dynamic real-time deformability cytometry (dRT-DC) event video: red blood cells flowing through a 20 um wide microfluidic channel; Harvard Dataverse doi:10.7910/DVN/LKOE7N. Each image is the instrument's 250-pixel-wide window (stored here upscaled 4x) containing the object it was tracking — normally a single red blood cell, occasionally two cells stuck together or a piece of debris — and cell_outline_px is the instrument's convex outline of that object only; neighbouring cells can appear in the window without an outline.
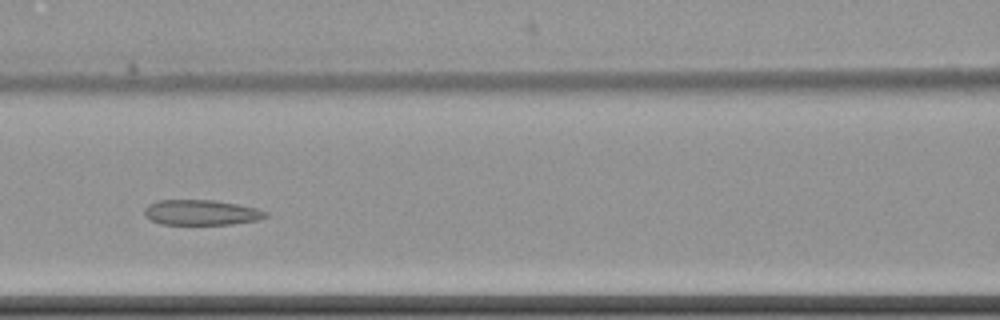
{"species": "common noctule bat (a hibernating species)", "species_latin": "Nyctalus noctula", "temperature_condition": "cold", "stored_images_in_passage": 10, "camera_frame_rate_fps": 3000, "um_per_image_px": 0.085, "animal": {"sex": "female", "body_mass_g": 22.7, "forearm_length_mm": 54.2}, "frame": {"image": 1, "passage_image": 6, "time_ms": 7.667, "image_size_px": [1000, 320], "cell_outline_px": [[268, 216], [256, 220], [232, 224], [160, 224], [144, 216], [144, 208], [148, 204], [160, 200], [216, 200], [256, 208], [268, 212]], "centroid_in_image_um": [17.08, 18.06], "position_along_channel_um": 149.5, "area_um2": 17.8}}
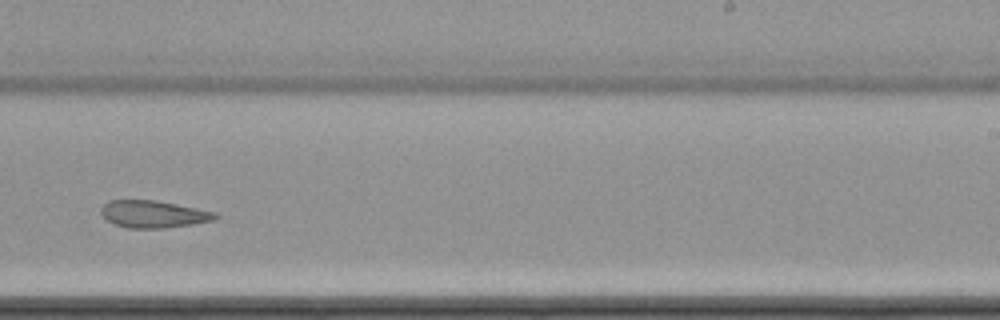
{"frame": {"image": 2, "passage_image": 9, "time_ms": 11.333, "image_size_px": [1000, 320], "cell_outline_px": [[220, 216], [216, 220], [192, 224], [164, 228], [128, 228], [116, 224], [108, 220], [100, 212], [100, 208], [108, 200], [156, 200], [216, 212]], "centroid_in_image_um": [13.06, 18.19], "position_along_channel_um": 275.9, "area_um2": 18.09}}
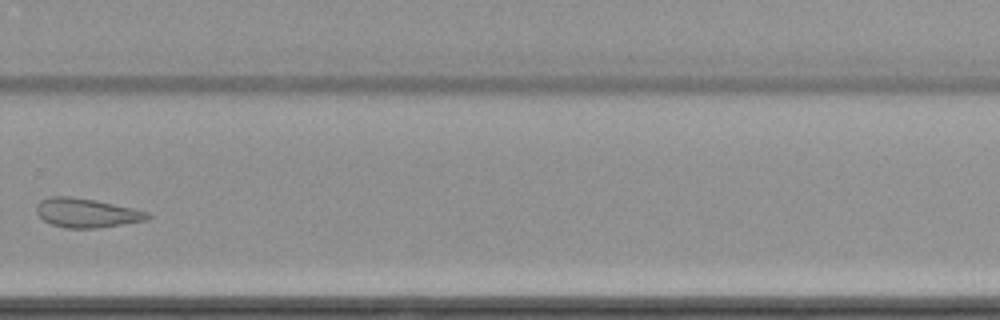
{"frame": {"image": 3, "passage_image": 10, "time_ms": 12.667, "image_size_px": [1000, 320], "cell_outline_px": [[152, 216], [148, 220], [100, 228], [64, 228], [52, 224], [44, 220], [36, 212], [36, 204], [40, 200], [52, 196], [72, 196], [96, 200], [132, 208], [148, 212]], "centroid_in_image_um": [7.36, 18.1], "position_along_channel_um": 322.4, "area_um2": 19.02}}